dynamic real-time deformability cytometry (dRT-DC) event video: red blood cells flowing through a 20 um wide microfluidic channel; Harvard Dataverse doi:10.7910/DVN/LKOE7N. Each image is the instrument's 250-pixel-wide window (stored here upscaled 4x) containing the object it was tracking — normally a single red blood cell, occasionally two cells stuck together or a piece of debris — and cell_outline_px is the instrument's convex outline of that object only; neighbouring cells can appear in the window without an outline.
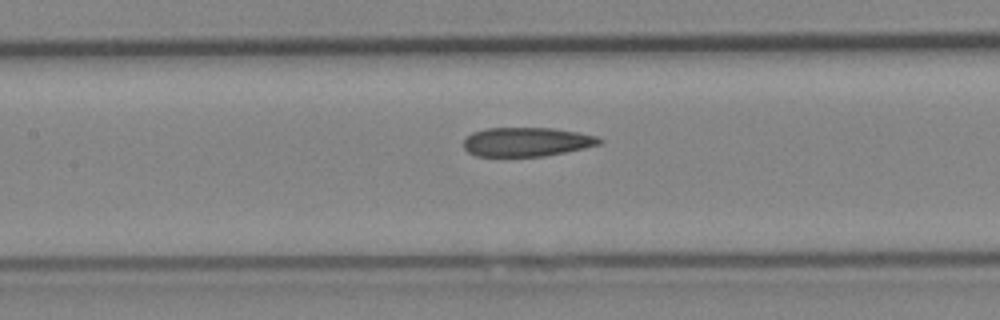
{"species": "Egyptian fruit bat (a non-hibernating species)", "species_latin": "Rousettus aegyptiacus", "temperature_condition": "cold", "stored_images_in_passage": 5, "camera_frame_rate_fps": 3000, "um_per_image_px": 0.085, "animal": {"sex": "female"}, "frame": {"image": 1, "passage_image": 5, "time_ms": 5.0, "image_size_px": [1000, 320], "cell_outline_px": [[604, 144], [544, 156], [476, 156], [468, 152], [464, 148], [464, 140], [472, 132], [488, 128], [552, 128], [576, 132], [596, 136], [604, 140]], "centroid_in_image_um": [44.79, 12.06], "position_along_channel_um": 162.6, "area_um2": 22.95}}